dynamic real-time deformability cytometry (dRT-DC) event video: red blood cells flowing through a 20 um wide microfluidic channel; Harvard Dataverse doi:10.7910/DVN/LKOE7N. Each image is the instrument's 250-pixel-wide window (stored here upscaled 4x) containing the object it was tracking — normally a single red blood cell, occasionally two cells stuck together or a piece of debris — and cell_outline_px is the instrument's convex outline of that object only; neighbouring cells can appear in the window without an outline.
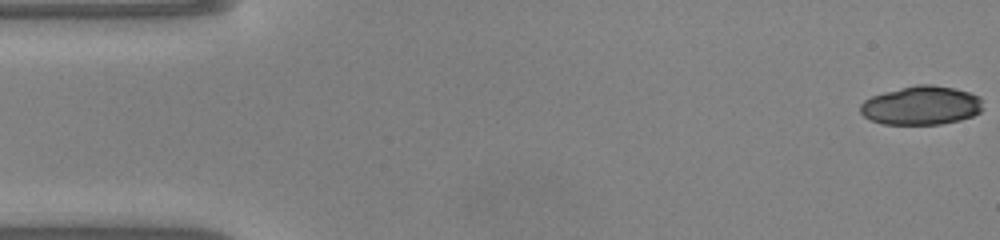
{"species": "common noctule bat (a hibernating species)", "species_latin": "Nyctalus noctula", "temperature_condition": "warm", "stored_images_in_passage": 48, "camera_frame_rate_fps": 3000, "um_per_image_px": 0.085, "animal": {"sex": "male", "body_mass_g": 20.0, "forearm_length_mm": 53.3}, "frame": {"image": 1, "passage_image": 1, "time_ms": 0.0, "image_size_px": [1000, 240], "cell_outline_px": [[984, 108], [980, 112], [972, 116], [960, 120], [940, 124], [884, 124], [872, 120], [864, 116], [860, 112], [860, 104], [864, 100], [872, 96], [884, 92], [916, 84], [932, 84], [956, 88], [980, 96]], "centroid_in_image_um": [78.33, 8.95], "position_along_channel_um": 6.7, "area_um2": 27.86}}